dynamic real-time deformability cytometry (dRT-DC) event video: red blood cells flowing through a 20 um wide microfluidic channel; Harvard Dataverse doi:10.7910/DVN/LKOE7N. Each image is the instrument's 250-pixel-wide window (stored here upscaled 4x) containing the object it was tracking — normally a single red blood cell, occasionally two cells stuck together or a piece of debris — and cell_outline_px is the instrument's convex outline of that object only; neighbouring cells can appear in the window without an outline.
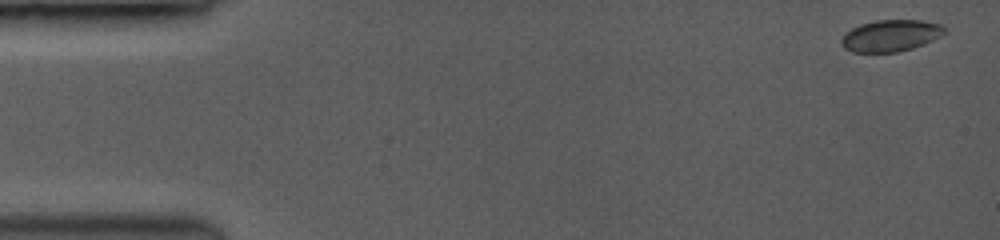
{"species": "common noctule bat (a hibernating species)", "species_latin": "Nyctalus noctula", "temperature_condition": "room temperature", "stored_images_in_passage": 73, "camera_frame_rate_fps": 3500, "um_per_image_px": 0.085, "animal": {"sex": "female", "body_mass_g": 19.0, "forearm_length_mm": 53.3}, "frame": {"image": 1, "passage_image": 1, "time_ms": 0.0, "image_size_px": [1000, 240], "cell_outline_px": [[944, 32], [912, 48], [896, 52], [852, 52], [844, 48], [840, 40], [852, 28], [860, 24], [876, 20], [920, 20], [940, 24], [944, 28]], "centroid_in_image_um": [75.63, 3.02], "position_along_channel_um": 9.4, "area_um2": 18.44}}
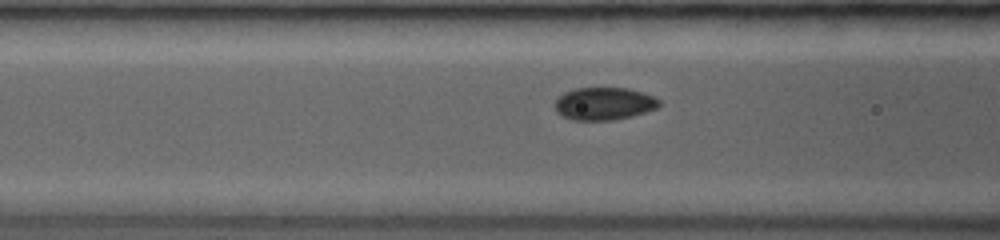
{"frame": {"image": 2, "passage_image": 23, "time_ms": 6.0, "image_size_px": [1000, 240], "cell_outline_px": [[660, 104], [656, 108], [632, 116], [612, 120], [572, 120], [564, 116], [556, 108], [556, 100], [564, 92], [576, 88], [628, 88], [652, 96], [660, 100]], "centroid_in_image_um": [51.36, 8.81], "position_along_channel_um": 115.2, "area_um2": 19.48}}
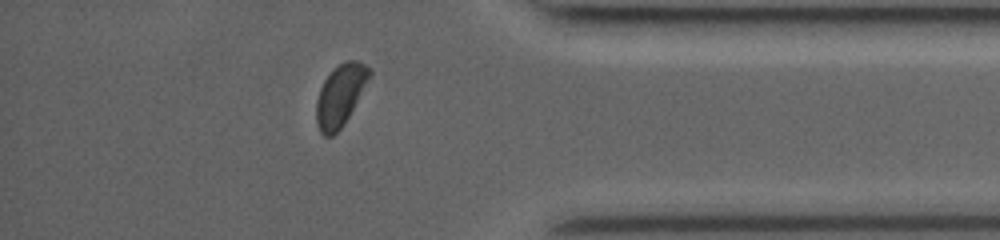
{"frame": {"image": 3, "passage_image": 56, "time_ms": 13.429, "image_size_px": [1000, 240], "cell_outline_px": [[372, 76], [344, 124], [332, 136], [324, 136], [320, 132], [316, 124], [316, 100], [320, 88], [324, 80], [332, 68], [344, 60], [356, 60], [364, 64], [372, 72]], "centroid_in_image_um": [28.92, 8.07], "position_along_channel_um": 406.3, "area_um2": 19.25}, "authors_computed_cell_mechanics": {"area_um2": 19.4208, "velocity_mm_per_s": 4.0485, "shape_relaxation_time_tau1_ms": 1.7488, "shape_relaxation_time_tau2_ms": null, "deformation_change_tau1": 0.0632, "deformation_change_tau2": null}}